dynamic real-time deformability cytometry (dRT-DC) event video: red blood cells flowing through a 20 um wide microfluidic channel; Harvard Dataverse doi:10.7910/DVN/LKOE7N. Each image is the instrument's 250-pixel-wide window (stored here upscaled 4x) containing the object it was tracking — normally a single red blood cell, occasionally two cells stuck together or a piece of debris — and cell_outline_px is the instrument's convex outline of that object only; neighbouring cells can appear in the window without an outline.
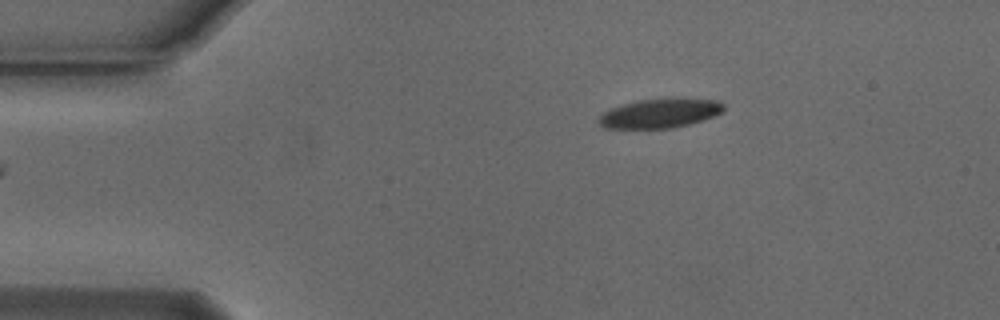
{"species": "Egyptian fruit bat (a non-hibernating species)", "species_latin": "Rousettus aegyptiacus", "temperature_condition": "cold", "stored_images_in_passage": 46, "camera_frame_rate_fps": 3000, "um_per_image_px": 0.085, "animal": {"sex": "male"}, "frame": {"image": 1, "passage_image": 1, "time_ms": 0.0, "image_size_px": [1000, 320], "cell_outline_px": [[724, 112], [704, 120], [672, 128], [604, 128], [596, 120], [608, 108], [636, 100], [668, 96], [684, 96], [720, 100], [724, 104]], "centroid_in_image_um": [56.16, 9.57], "position_along_channel_um": 28.8, "area_um2": 22.37}}
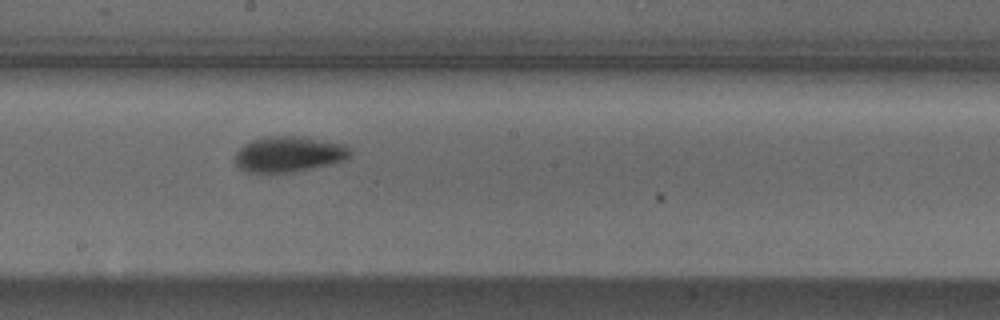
{"frame": {"image": 2, "passage_image": 21, "time_ms": 6.667, "image_size_px": [1000, 320], "cell_outline_px": [[352, 152], [344, 160], [328, 164], [292, 172], [244, 172], [236, 164], [236, 152], [244, 144], [252, 140], [268, 136], [304, 136], [344, 144]], "centroid_in_image_um": [24.53, 13.09], "position_along_channel_um": 223.7, "area_um2": 23.7}}
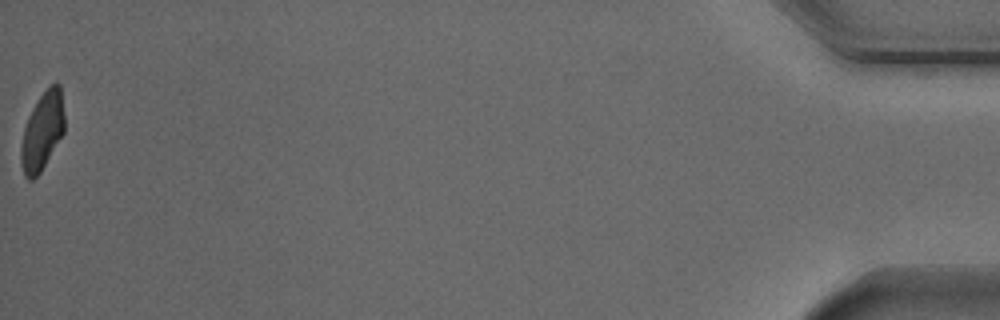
{"frame": {"image": 3, "passage_image": 46, "time_ms": 15.0, "image_size_px": [1000, 320], "cell_outline_px": [[64, 132], [40, 172], [32, 180], [28, 180], [24, 176], [20, 164], [20, 148], [24, 128], [28, 116], [32, 108], [40, 96], [56, 80], [60, 84], [64, 116]], "centroid_in_image_um": [3.58, 11.16], "position_along_channel_um": 431.6, "area_um2": 19.71}, "authors_computed_cell_mechanics": {"area_um2": 22.3686, "velocity_mm_per_s": 3.7467, "shape_relaxation_time_tau1_ms": 3.1888, "shape_relaxation_time_tau2_ms": 3.8815, "deformation_change_tau1": 0.1223, "deformation_change_tau2": 0.0617}}